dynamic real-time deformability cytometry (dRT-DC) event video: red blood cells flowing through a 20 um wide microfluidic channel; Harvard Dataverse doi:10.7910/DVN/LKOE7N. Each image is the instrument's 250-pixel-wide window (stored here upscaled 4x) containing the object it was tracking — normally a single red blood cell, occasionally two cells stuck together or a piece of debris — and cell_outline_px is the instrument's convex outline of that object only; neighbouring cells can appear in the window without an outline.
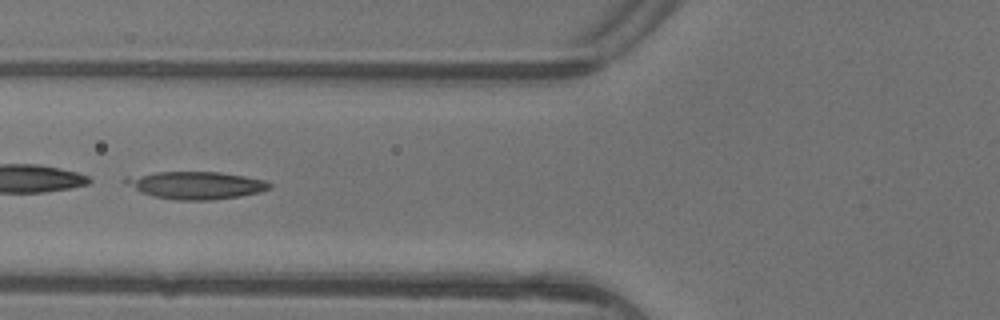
{"species": "common noctule bat (a hibernating species)", "species_latin": "Nyctalus noctula", "temperature_condition": "warm", "stored_images_in_passage": 7, "camera_frame_rate_fps": 3000, "um_per_image_px": 0.085, "animal": {"sex": "female"}, "frame": {"image": 1, "passage_image": 6, "time_ms": 1.667, "image_size_px": [1000, 320], "cell_outline_px": [[272, 188], [260, 192], [240, 196], [212, 200], [176, 200], [152, 196], [140, 192], [124, 180], [124, 176], [156, 172], [220, 172], [244, 176], [264, 180], [272, 184]], "centroid_in_image_um": [16.67, 15.74], "position_along_channel_um": 109.1, "area_um2": 23.06}}
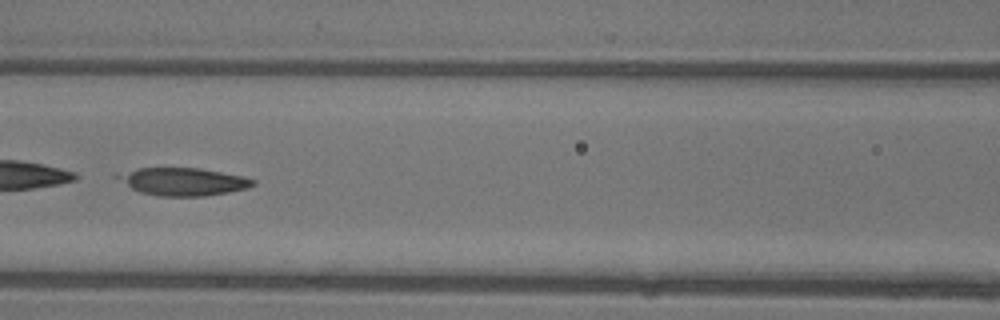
{"frame": {"image": 2, "passage_image": 7, "time_ms": 2.0, "image_size_px": [1000, 320], "cell_outline_px": [[256, 184], [248, 188], [228, 192], [204, 196], [160, 196], [140, 192], [132, 188], [112, 176], [116, 172], [136, 168], [200, 168], [244, 176], [256, 180]], "centroid_in_image_um": [15.53, 15.42], "position_along_channel_um": 151.1, "area_um2": 22.08}}